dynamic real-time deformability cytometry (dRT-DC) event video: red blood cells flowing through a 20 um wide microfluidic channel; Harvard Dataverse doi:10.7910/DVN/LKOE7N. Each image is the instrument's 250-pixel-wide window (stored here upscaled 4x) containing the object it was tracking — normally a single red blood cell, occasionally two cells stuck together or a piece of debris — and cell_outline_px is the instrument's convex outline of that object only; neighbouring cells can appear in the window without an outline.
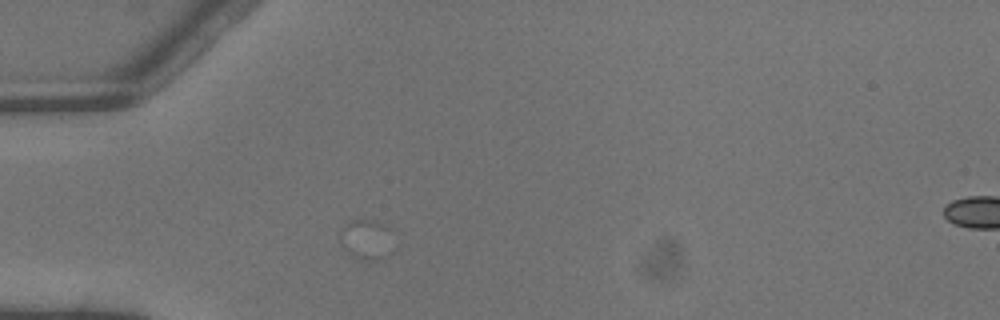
{"species": "common noctule bat (a hibernating species)", "species_latin": "Nyctalus noctula", "temperature_condition": "warm", "stored_images_in_passage": 2, "camera_frame_rate_fps": 3000, "um_per_image_px": 0.085, "animal": {"sex": "male", "body_mass_g": 13.3}, "frame": {"image": 1, "passage_image": 1, "time_ms": 0.0, "image_size_px": [1000, 320], "cell_outline_px": [[388, 228], [380, 256], [376, 260], [356, 260], [340, 244], [340, 232], [344, 224], [352, 220], [376, 220], [384, 224]], "centroid_in_image_um": [30.91, 20.3], "position_along_channel_um": 54.1, "area_um2": 11.21}}